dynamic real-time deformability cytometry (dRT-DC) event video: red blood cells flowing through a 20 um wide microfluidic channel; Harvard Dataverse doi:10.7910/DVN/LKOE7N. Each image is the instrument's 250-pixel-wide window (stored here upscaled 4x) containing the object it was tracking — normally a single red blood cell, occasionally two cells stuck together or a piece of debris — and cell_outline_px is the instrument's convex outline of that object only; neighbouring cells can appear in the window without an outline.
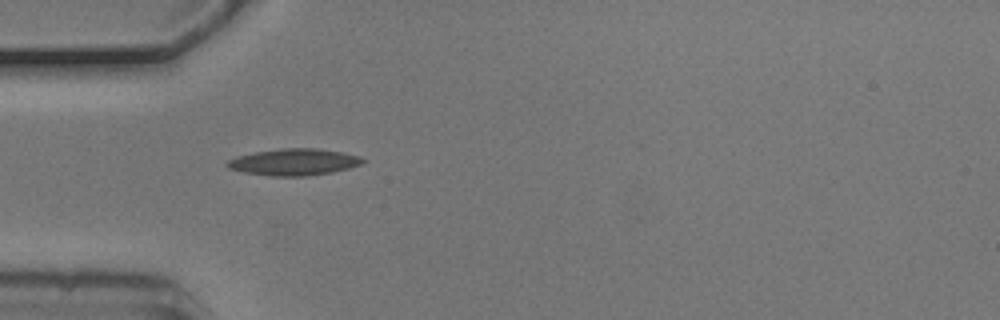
{"species": "common noctule bat (a hibernating species)", "species_latin": "Nyctalus noctula", "temperature_condition": "cold", "stored_images_in_passage": 5, "camera_frame_rate_fps": 3000, "um_per_image_px": 0.085, "animal": {"sex": "male", "body_mass_g": 20.5, "forearm_length_mm": 52.5}, "frame": {"image": 1, "passage_image": 4, "time_ms": 1.0, "image_size_px": [1000, 320], "cell_outline_px": [[368, 160], [360, 164], [348, 168], [332, 172], [304, 176], [272, 176], [244, 172], [228, 168], [224, 164], [228, 160], [236, 156], [256, 152], [280, 148], [320, 148], [344, 152], [360, 156]], "centroid_in_image_um": [25.0, 13.76], "position_along_channel_um": 60.0, "area_um2": 21.15}}